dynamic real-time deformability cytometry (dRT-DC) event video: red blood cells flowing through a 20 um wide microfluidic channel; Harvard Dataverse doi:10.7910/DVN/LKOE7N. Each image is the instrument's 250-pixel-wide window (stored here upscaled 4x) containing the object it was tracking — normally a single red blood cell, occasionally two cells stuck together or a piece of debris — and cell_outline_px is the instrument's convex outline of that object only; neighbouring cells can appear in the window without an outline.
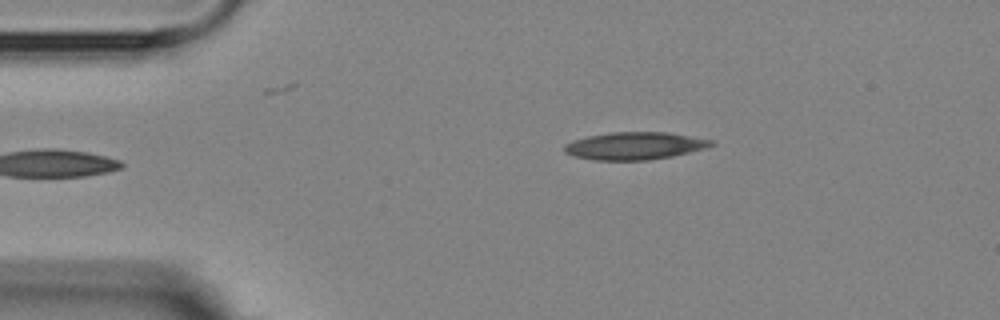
{"species": "Egyptian fruit bat (a non-hibernating species)", "species_latin": "Rousettus aegyptiacus", "temperature_condition": "room temperature", "stored_images_in_passage": 5, "camera_frame_rate_fps": 3000, "um_per_image_px": 0.085, "animal": {"sex": "female"}, "frame": {"image": 1, "passage_image": 5, "time_ms": 4.667, "image_size_px": [1000, 320], "cell_outline_px": [[716, 144], [708, 148], [672, 156], [648, 160], [596, 160], [576, 156], [564, 152], [564, 144], [572, 140], [588, 136], [612, 132], [668, 132], [712, 140]], "centroid_in_image_um": [53.97, 12.39], "position_along_channel_um": 31.0, "area_um2": 23.52}}